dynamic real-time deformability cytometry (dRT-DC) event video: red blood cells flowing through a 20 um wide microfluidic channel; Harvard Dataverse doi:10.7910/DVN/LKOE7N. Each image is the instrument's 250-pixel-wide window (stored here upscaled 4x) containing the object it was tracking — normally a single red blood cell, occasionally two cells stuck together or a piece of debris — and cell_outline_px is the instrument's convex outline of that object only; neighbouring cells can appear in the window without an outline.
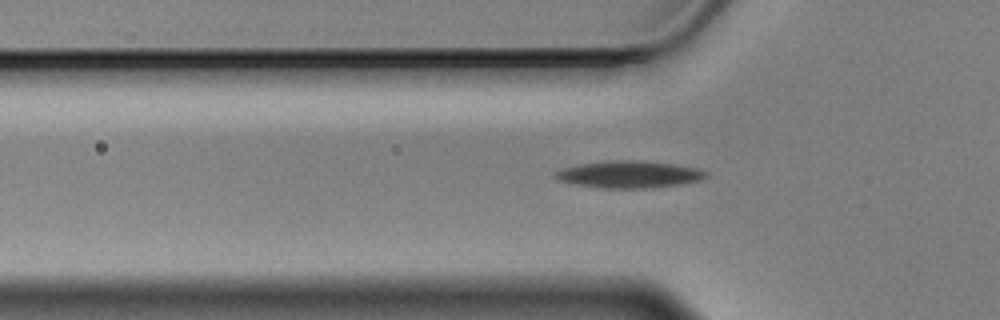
{"species": "Egyptian fruit bat (a non-hibernating species)", "species_latin": "Rousettus aegyptiacus", "temperature_condition": "cold", "stored_images_in_passage": 32, "camera_frame_rate_fps": 3000, "um_per_image_px": 0.085, "animal": {"sex": "male"}, "frame": {"image": 1, "passage_image": 3, "time_ms": 0.667, "image_size_px": [1000, 320], "cell_outline_px": [[708, 176], [700, 180], [680, 184], [652, 188], [596, 188], [572, 184], [556, 180], [556, 172], [564, 168], [584, 164], [624, 160], [632, 160], [672, 164], [696, 168], [708, 172]], "centroid_in_image_um": [53.5, 14.85], "position_along_channel_um": 72.3, "area_um2": 23.35}}
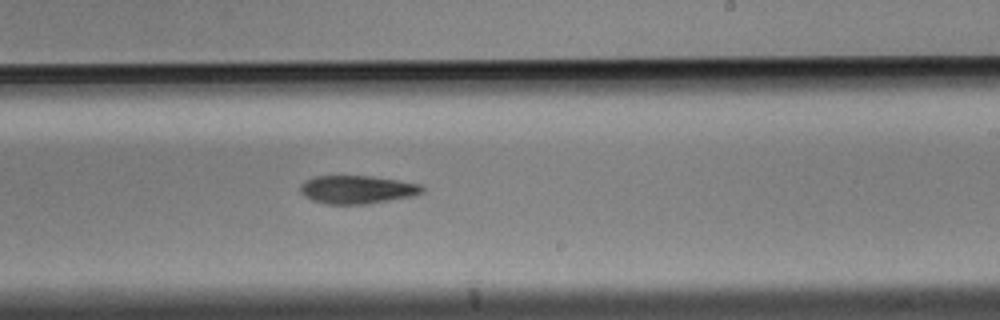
{"frame": {"image": 2, "passage_image": 19, "time_ms": 6.0, "image_size_px": [1000, 320], "cell_outline_px": [[424, 192], [416, 196], [368, 204], [328, 204], [312, 200], [304, 196], [300, 192], [300, 184], [304, 180], [316, 176], [372, 176], [420, 184], [424, 188]], "centroid_in_image_um": [30.37, 16.12], "position_along_channel_um": 258.6, "area_um2": 20.23}}
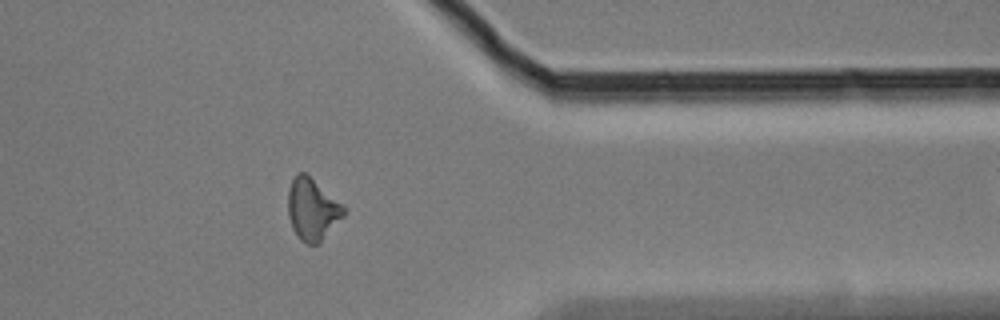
{"frame": {"image": 3, "passage_image": 31, "time_ms": 10.0, "image_size_px": [1000, 320], "cell_outline_px": [[344, 216], [320, 244], [308, 244], [300, 240], [292, 228], [288, 216], [288, 188], [292, 180], [300, 172], [304, 172], [340, 204], [344, 208]], "centroid_in_image_um": [26.51, 17.85], "position_along_channel_um": 384.9, "area_um2": 19.65}}